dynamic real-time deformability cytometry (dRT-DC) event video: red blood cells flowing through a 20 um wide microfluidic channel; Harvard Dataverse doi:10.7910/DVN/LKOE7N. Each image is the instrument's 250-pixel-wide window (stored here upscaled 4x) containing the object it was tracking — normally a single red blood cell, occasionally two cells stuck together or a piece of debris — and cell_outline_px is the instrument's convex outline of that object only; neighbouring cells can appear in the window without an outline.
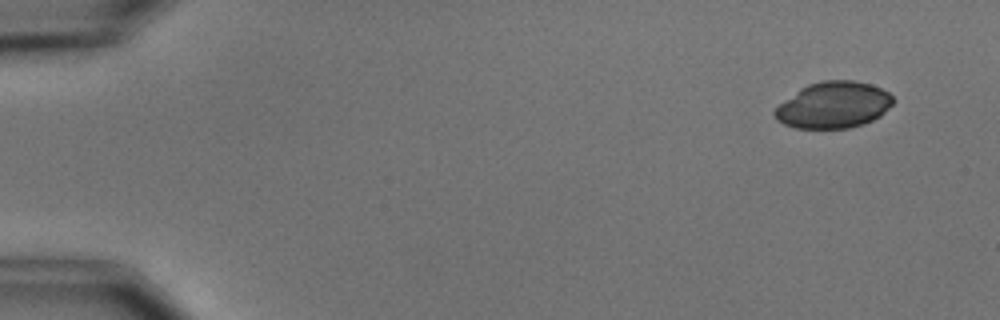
{"species": "common noctule bat (a hibernating species)", "species_latin": "Nyctalus noctula", "temperature_condition": "cold", "stored_images_in_passage": 4, "camera_frame_rate_fps": 3000, "um_per_image_px": 0.085, "animal": {"sex": "male", "body_mass_g": 15.6}, "frame": {"image": 1, "passage_image": 1, "time_ms": 0.0, "image_size_px": [1000, 320], "cell_outline_px": [[896, 100], [880, 116], [864, 124], [848, 128], [796, 128], [784, 124], [776, 120], [772, 112], [780, 104], [800, 88], [808, 84], [824, 80], [852, 80], [872, 84], [888, 92]], "centroid_in_image_um": [70.85, 8.92], "position_along_channel_um": 14.1, "area_um2": 32.02}}